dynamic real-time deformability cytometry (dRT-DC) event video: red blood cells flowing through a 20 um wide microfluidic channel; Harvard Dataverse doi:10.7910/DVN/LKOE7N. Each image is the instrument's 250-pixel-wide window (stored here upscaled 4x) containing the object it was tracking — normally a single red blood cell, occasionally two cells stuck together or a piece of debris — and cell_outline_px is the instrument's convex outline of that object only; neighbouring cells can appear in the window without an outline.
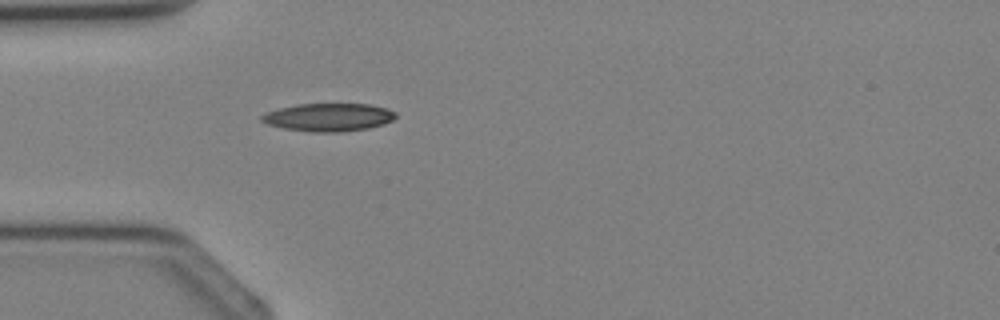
{"species": "Egyptian fruit bat (a non-hibernating species)", "species_latin": "Rousettus aegyptiacus", "temperature_condition": "cold", "stored_images_in_passage": 3, "camera_frame_rate_fps": 3000, "um_per_image_px": 0.085, "animal": {"sex": "female"}, "frame": {"image": 1, "passage_image": 3, "time_ms": 3.333, "image_size_px": [1000, 320], "cell_outline_px": [[396, 116], [392, 120], [384, 124], [368, 128], [340, 132], [312, 132], [284, 128], [268, 124], [260, 120], [260, 116], [264, 112], [296, 104], [368, 104], [388, 108], [396, 112]], "centroid_in_image_um": [27.92, 9.96], "position_along_channel_um": 57.1, "area_um2": 21.91}}